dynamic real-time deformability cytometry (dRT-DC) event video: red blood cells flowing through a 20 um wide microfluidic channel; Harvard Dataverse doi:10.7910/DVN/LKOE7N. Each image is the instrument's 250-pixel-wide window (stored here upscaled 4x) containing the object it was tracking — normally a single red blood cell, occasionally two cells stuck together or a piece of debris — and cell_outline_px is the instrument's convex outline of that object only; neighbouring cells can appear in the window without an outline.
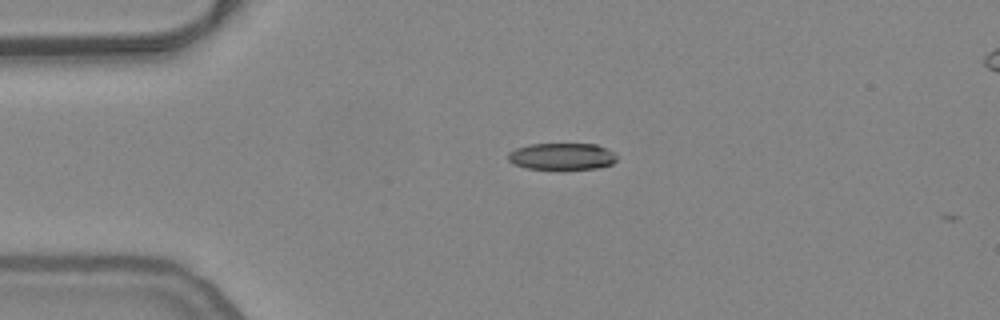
{"species": "common noctule bat (a hibernating species)", "species_latin": "Nyctalus noctula", "temperature_condition": "warm", "stored_images_in_passage": 15, "camera_frame_rate_fps": 3000, "um_per_image_px": 0.085, "animal": {"sex": "female", "body_mass_g": 24.6, "forearm_length_mm": 56.2}, "frame": {"image": 1, "passage_image": 12, "time_ms": 3.667, "image_size_px": [1000, 320], "cell_outline_px": [[616, 160], [612, 164], [596, 168], [564, 172], [524, 168], [512, 164], [508, 160], [508, 152], [516, 148], [528, 144], [596, 144], [612, 152], [616, 156]], "centroid_in_image_um": [47.7, 13.34], "position_along_channel_um": 37.3, "area_um2": 17.74}}